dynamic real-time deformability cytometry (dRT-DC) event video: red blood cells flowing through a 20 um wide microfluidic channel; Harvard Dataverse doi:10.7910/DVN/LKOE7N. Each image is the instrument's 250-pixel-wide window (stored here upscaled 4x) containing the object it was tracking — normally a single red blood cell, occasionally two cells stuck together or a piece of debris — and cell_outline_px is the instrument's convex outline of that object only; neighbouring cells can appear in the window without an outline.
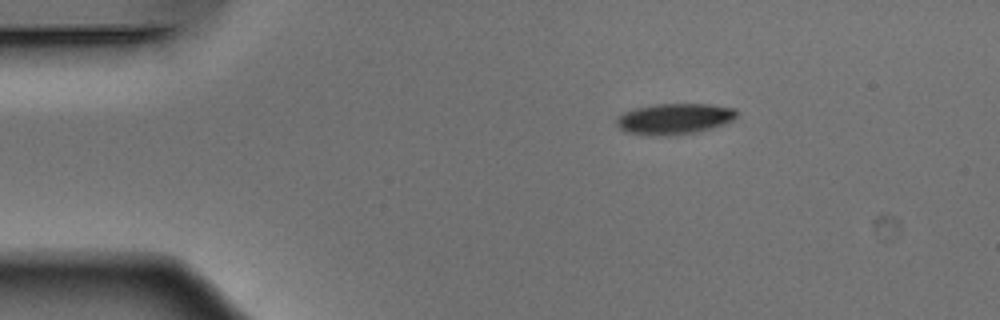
{"species": "Egyptian fruit bat (a non-hibernating species)", "species_latin": "Rousettus aegyptiacus", "temperature_condition": "warm", "stored_images_in_passage": 31, "camera_frame_rate_fps": 3000, "um_per_image_px": 0.085, "animal": {"sex": "male"}, "frame": {"image": 1, "passage_image": 1, "time_ms": 0.0, "image_size_px": [1000, 320], "cell_outline_px": [[736, 116], [732, 120], [724, 124], [712, 128], [676, 136], [652, 136], [628, 132], [620, 128], [616, 124], [616, 116], [624, 112], [636, 108], [652, 104], [708, 104], [736, 108]], "centroid_in_image_um": [57.3, 10.1], "position_along_channel_um": 27.7, "area_um2": 21.79}}
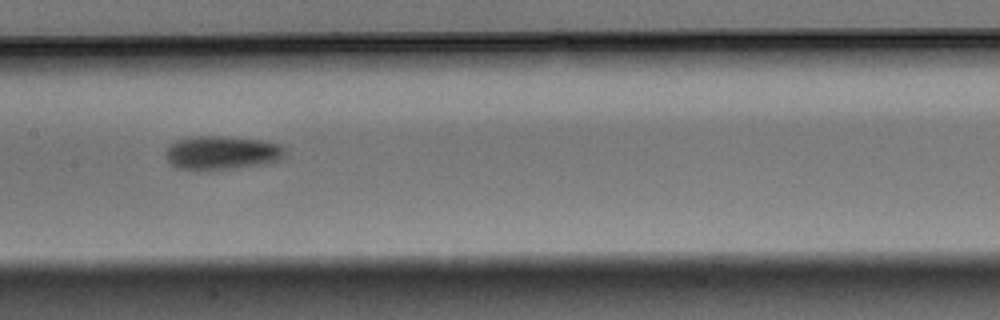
{"frame": {"image": 2, "passage_image": 18, "time_ms": 5.667, "image_size_px": [1000, 320], "cell_outline_px": [[288, 152], [280, 160], [260, 164], [236, 168], [200, 172], [172, 168], [168, 164], [168, 144], [176, 140], [192, 136], [228, 136], [264, 140], [280, 144]], "centroid_in_image_um": [18.83, 13.0], "position_along_channel_um": 188.6, "area_um2": 24.22}}
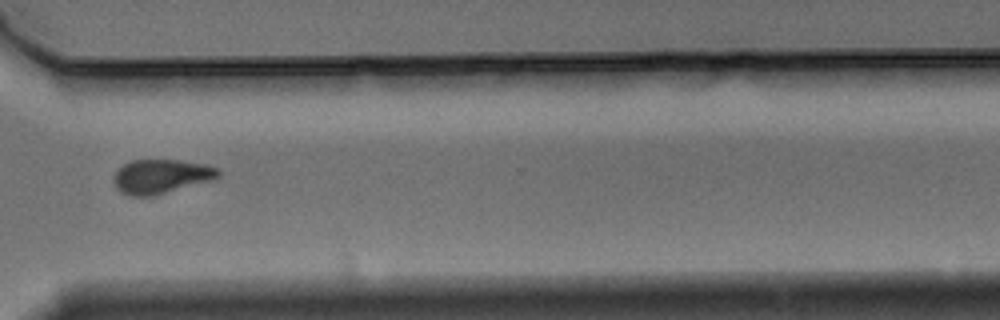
{"frame": {"image": 3, "passage_image": 31, "time_ms": 10.0, "image_size_px": [1000, 320], "cell_outline_px": [[220, 176], [212, 180], [152, 196], [128, 196], [120, 192], [116, 188], [112, 180], [116, 168], [132, 160], [180, 160], [208, 164], [216, 168], [220, 172]], "centroid_in_image_um": [13.65, 14.99], "position_along_channel_um": 356.9, "area_um2": 21.04}}